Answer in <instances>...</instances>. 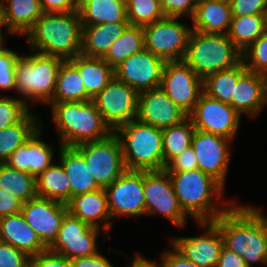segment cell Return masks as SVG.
Masks as SVG:
<instances>
[{
  "instance_id": "6da1fadb",
  "label": "cell",
  "mask_w": 267,
  "mask_h": 267,
  "mask_svg": "<svg viewBox=\"0 0 267 267\" xmlns=\"http://www.w3.org/2000/svg\"><path fill=\"white\" fill-rule=\"evenodd\" d=\"M224 246L241 256L247 267H267V216L260 207L239 205L237 201L213 221Z\"/></svg>"
},
{
  "instance_id": "7a4b0ae2",
  "label": "cell",
  "mask_w": 267,
  "mask_h": 267,
  "mask_svg": "<svg viewBox=\"0 0 267 267\" xmlns=\"http://www.w3.org/2000/svg\"><path fill=\"white\" fill-rule=\"evenodd\" d=\"M167 173L181 209L195 222L214 221L236 202L225 203V188L200 169Z\"/></svg>"
},
{
  "instance_id": "3957f363",
  "label": "cell",
  "mask_w": 267,
  "mask_h": 267,
  "mask_svg": "<svg viewBox=\"0 0 267 267\" xmlns=\"http://www.w3.org/2000/svg\"><path fill=\"white\" fill-rule=\"evenodd\" d=\"M25 37L29 50L71 60L81 53L80 14L78 11L44 13Z\"/></svg>"
},
{
  "instance_id": "277c9868",
  "label": "cell",
  "mask_w": 267,
  "mask_h": 267,
  "mask_svg": "<svg viewBox=\"0 0 267 267\" xmlns=\"http://www.w3.org/2000/svg\"><path fill=\"white\" fill-rule=\"evenodd\" d=\"M47 105L50 108L52 124L59 134V143L63 146H76L105 139L113 133L92 100Z\"/></svg>"
},
{
  "instance_id": "5b68a950",
  "label": "cell",
  "mask_w": 267,
  "mask_h": 267,
  "mask_svg": "<svg viewBox=\"0 0 267 267\" xmlns=\"http://www.w3.org/2000/svg\"><path fill=\"white\" fill-rule=\"evenodd\" d=\"M30 51L20 54L16 60L14 93L31 108L35 102L47 105L52 100L59 69L65 60Z\"/></svg>"
},
{
  "instance_id": "8992f818",
  "label": "cell",
  "mask_w": 267,
  "mask_h": 267,
  "mask_svg": "<svg viewBox=\"0 0 267 267\" xmlns=\"http://www.w3.org/2000/svg\"><path fill=\"white\" fill-rule=\"evenodd\" d=\"M122 146L127 170H164L163 132L151 124L134 119L114 132Z\"/></svg>"
},
{
  "instance_id": "52a82bcc",
  "label": "cell",
  "mask_w": 267,
  "mask_h": 267,
  "mask_svg": "<svg viewBox=\"0 0 267 267\" xmlns=\"http://www.w3.org/2000/svg\"><path fill=\"white\" fill-rule=\"evenodd\" d=\"M183 61L204 80L210 74L237 66L242 54L228 35L192 30Z\"/></svg>"
},
{
  "instance_id": "ba28073f",
  "label": "cell",
  "mask_w": 267,
  "mask_h": 267,
  "mask_svg": "<svg viewBox=\"0 0 267 267\" xmlns=\"http://www.w3.org/2000/svg\"><path fill=\"white\" fill-rule=\"evenodd\" d=\"M75 147L82 153L92 177L101 188L112 184L127 170L121 142L114 132L105 139L81 143Z\"/></svg>"
},
{
  "instance_id": "9c48e42d",
  "label": "cell",
  "mask_w": 267,
  "mask_h": 267,
  "mask_svg": "<svg viewBox=\"0 0 267 267\" xmlns=\"http://www.w3.org/2000/svg\"><path fill=\"white\" fill-rule=\"evenodd\" d=\"M180 17H165L143 27L145 48L165 61L185 58L192 26Z\"/></svg>"
},
{
  "instance_id": "30bf717a",
  "label": "cell",
  "mask_w": 267,
  "mask_h": 267,
  "mask_svg": "<svg viewBox=\"0 0 267 267\" xmlns=\"http://www.w3.org/2000/svg\"><path fill=\"white\" fill-rule=\"evenodd\" d=\"M242 117L230 104L211 98L204 92L188 114L196 130L222 136L232 142L239 133Z\"/></svg>"
},
{
  "instance_id": "8fae6325",
  "label": "cell",
  "mask_w": 267,
  "mask_h": 267,
  "mask_svg": "<svg viewBox=\"0 0 267 267\" xmlns=\"http://www.w3.org/2000/svg\"><path fill=\"white\" fill-rule=\"evenodd\" d=\"M144 197L146 216H163L177 229L186 226L189 217L181 209L165 170L144 171Z\"/></svg>"
},
{
  "instance_id": "7c38bea8",
  "label": "cell",
  "mask_w": 267,
  "mask_h": 267,
  "mask_svg": "<svg viewBox=\"0 0 267 267\" xmlns=\"http://www.w3.org/2000/svg\"><path fill=\"white\" fill-rule=\"evenodd\" d=\"M108 209L113 218L146 216L144 171L126 170L105 188Z\"/></svg>"
},
{
  "instance_id": "4fadbf2b",
  "label": "cell",
  "mask_w": 267,
  "mask_h": 267,
  "mask_svg": "<svg viewBox=\"0 0 267 267\" xmlns=\"http://www.w3.org/2000/svg\"><path fill=\"white\" fill-rule=\"evenodd\" d=\"M138 92L115 77L92 101L106 125L115 132L137 117Z\"/></svg>"
},
{
  "instance_id": "5bb4252c",
  "label": "cell",
  "mask_w": 267,
  "mask_h": 267,
  "mask_svg": "<svg viewBox=\"0 0 267 267\" xmlns=\"http://www.w3.org/2000/svg\"><path fill=\"white\" fill-rule=\"evenodd\" d=\"M98 234L105 236L107 233L67 213L55 241L48 249L69 260L88 257L97 254L100 250L97 241Z\"/></svg>"
},
{
  "instance_id": "9a60e30c",
  "label": "cell",
  "mask_w": 267,
  "mask_h": 267,
  "mask_svg": "<svg viewBox=\"0 0 267 267\" xmlns=\"http://www.w3.org/2000/svg\"><path fill=\"white\" fill-rule=\"evenodd\" d=\"M196 224L205 232L197 236H172L168 242L198 267H216L224 246L220 228L213 221Z\"/></svg>"
},
{
  "instance_id": "2e32d148",
  "label": "cell",
  "mask_w": 267,
  "mask_h": 267,
  "mask_svg": "<svg viewBox=\"0 0 267 267\" xmlns=\"http://www.w3.org/2000/svg\"><path fill=\"white\" fill-rule=\"evenodd\" d=\"M160 88L187 114L193 110L204 92L203 79L183 60L166 61Z\"/></svg>"
},
{
  "instance_id": "e0dca14e",
  "label": "cell",
  "mask_w": 267,
  "mask_h": 267,
  "mask_svg": "<svg viewBox=\"0 0 267 267\" xmlns=\"http://www.w3.org/2000/svg\"><path fill=\"white\" fill-rule=\"evenodd\" d=\"M231 143V140L222 136L198 130H195L191 143L197 157L198 169L212 176L224 188L232 158Z\"/></svg>"
},
{
  "instance_id": "ac0fdd59",
  "label": "cell",
  "mask_w": 267,
  "mask_h": 267,
  "mask_svg": "<svg viewBox=\"0 0 267 267\" xmlns=\"http://www.w3.org/2000/svg\"><path fill=\"white\" fill-rule=\"evenodd\" d=\"M166 61L146 48L114 68V77L138 93L160 87Z\"/></svg>"
},
{
  "instance_id": "d6986e66",
  "label": "cell",
  "mask_w": 267,
  "mask_h": 267,
  "mask_svg": "<svg viewBox=\"0 0 267 267\" xmlns=\"http://www.w3.org/2000/svg\"><path fill=\"white\" fill-rule=\"evenodd\" d=\"M21 213L41 241L49 247L55 241L68 210L62 202L37 196L23 203Z\"/></svg>"
},
{
  "instance_id": "ffe728a7",
  "label": "cell",
  "mask_w": 267,
  "mask_h": 267,
  "mask_svg": "<svg viewBox=\"0 0 267 267\" xmlns=\"http://www.w3.org/2000/svg\"><path fill=\"white\" fill-rule=\"evenodd\" d=\"M188 114L174 103L160 88L142 91L138 94L136 119L164 129L180 124Z\"/></svg>"
},
{
  "instance_id": "44dd1931",
  "label": "cell",
  "mask_w": 267,
  "mask_h": 267,
  "mask_svg": "<svg viewBox=\"0 0 267 267\" xmlns=\"http://www.w3.org/2000/svg\"><path fill=\"white\" fill-rule=\"evenodd\" d=\"M42 128L40 126L25 144L17 148L5 164L35 177L52 165L56 156L55 146L41 139Z\"/></svg>"
},
{
  "instance_id": "7402d4cb",
  "label": "cell",
  "mask_w": 267,
  "mask_h": 267,
  "mask_svg": "<svg viewBox=\"0 0 267 267\" xmlns=\"http://www.w3.org/2000/svg\"><path fill=\"white\" fill-rule=\"evenodd\" d=\"M267 105V76L245 70L238 78L232 107L242 116L256 118Z\"/></svg>"
},
{
  "instance_id": "603a6c76",
  "label": "cell",
  "mask_w": 267,
  "mask_h": 267,
  "mask_svg": "<svg viewBox=\"0 0 267 267\" xmlns=\"http://www.w3.org/2000/svg\"><path fill=\"white\" fill-rule=\"evenodd\" d=\"M66 206L69 214L90 226L102 229L110 237L109 231L113 227V222L105 188L71 197Z\"/></svg>"
},
{
  "instance_id": "cb8c5ba5",
  "label": "cell",
  "mask_w": 267,
  "mask_h": 267,
  "mask_svg": "<svg viewBox=\"0 0 267 267\" xmlns=\"http://www.w3.org/2000/svg\"><path fill=\"white\" fill-rule=\"evenodd\" d=\"M0 241L27 253L30 257L48 249L21 212L0 218Z\"/></svg>"
},
{
  "instance_id": "d4e9b609",
  "label": "cell",
  "mask_w": 267,
  "mask_h": 267,
  "mask_svg": "<svg viewBox=\"0 0 267 267\" xmlns=\"http://www.w3.org/2000/svg\"><path fill=\"white\" fill-rule=\"evenodd\" d=\"M57 150L59 152L56 160L62 164L69 178L70 198L101 188L92 177L82 153L75 146L59 144Z\"/></svg>"
},
{
  "instance_id": "484cf974",
  "label": "cell",
  "mask_w": 267,
  "mask_h": 267,
  "mask_svg": "<svg viewBox=\"0 0 267 267\" xmlns=\"http://www.w3.org/2000/svg\"><path fill=\"white\" fill-rule=\"evenodd\" d=\"M1 10L7 35L26 36L44 14L40 0H3Z\"/></svg>"
},
{
  "instance_id": "4316f807",
  "label": "cell",
  "mask_w": 267,
  "mask_h": 267,
  "mask_svg": "<svg viewBox=\"0 0 267 267\" xmlns=\"http://www.w3.org/2000/svg\"><path fill=\"white\" fill-rule=\"evenodd\" d=\"M192 20V30L206 34L228 35L232 11L231 5L215 0L197 1L196 11Z\"/></svg>"
},
{
  "instance_id": "83f0119b",
  "label": "cell",
  "mask_w": 267,
  "mask_h": 267,
  "mask_svg": "<svg viewBox=\"0 0 267 267\" xmlns=\"http://www.w3.org/2000/svg\"><path fill=\"white\" fill-rule=\"evenodd\" d=\"M129 23L82 26L81 55L103 58L110 46L121 36Z\"/></svg>"
},
{
  "instance_id": "f1b7e54d",
  "label": "cell",
  "mask_w": 267,
  "mask_h": 267,
  "mask_svg": "<svg viewBox=\"0 0 267 267\" xmlns=\"http://www.w3.org/2000/svg\"><path fill=\"white\" fill-rule=\"evenodd\" d=\"M82 26L128 23L126 5L119 0H79Z\"/></svg>"
},
{
  "instance_id": "f546056e",
  "label": "cell",
  "mask_w": 267,
  "mask_h": 267,
  "mask_svg": "<svg viewBox=\"0 0 267 267\" xmlns=\"http://www.w3.org/2000/svg\"><path fill=\"white\" fill-rule=\"evenodd\" d=\"M78 70L86 93L95 97L114 78V69L103 59L77 55L69 60Z\"/></svg>"
},
{
  "instance_id": "4dcf8cb0",
  "label": "cell",
  "mask_w": 267,
  "mask_h": 267,
  "mask_svg": "<svg viewBox=\"0 0 267 267\" xmlns=\"http://www.w3.org/2000/svg\"><path fill=\"white\" fill-rule=\"evenodd\" d=\"M92 98L86 93L79 70L69 61L62 63L53 98L49 103L85 102Z\"/></svg>"
},
{
  "instance_id": "1f68e13d",
  "label": "cell",
  "mask_w": 267,
  "mask_h": 267,
  "mask_svg": "<svg viewBox=\"0 0 267 267\" xmlns=\"http://www.w3.org/2000/svg\"><path fill=\"white\" fill-rule=\"evenodd\" d=\"M42 124L41 118L32 110L21 122L0 129V164H5L40 126L44 127Z\"/></svg>"
},
{
  "instance_id": "d6a6232c",
  "label": "cell",
  "mask_w": 267,
  "mask_h": 267,
  "mask_svg": "<svg viewBox=\"0 0 267 267\" xmlns=\"http://www.w3.org/2000/svg\"><path fill=\"white\" fill-rule=\"evenodd\" d=\"M36 177L37 195L66 204L70 200V182L59 161Z\"/></svg>"
},
{
  "instance_id": "836d02e7",
  "label": "cell",
  "mask_w": 267,
  "mask_h": 267,
  "mask_svg": "<svg viewBox=\"0 0 267 267\" xmlns=\"http://www.w3.org/2000/svg\"><path fill=\"white\" fill-rule=\"evenodd\" d=\"M246 70L242 61L232 68L208 75L203 80V91L209 97L232 106V96L239 76Z\"/></svg>"
},
{
  "instance_id": "e575fe53",
  "label": "cell",
  "mask_w": 267,
  "mask_h": 267,
  "mask_svg": "<svg viewBox=\"0 0 267 267\" xmlns=\"http://www.w3.org/2000/svg\"><path fill=\"white\" fill-rule=\"evenodd\" d=\"M145 48L143 27L129 25L110 46L103 59L114 69L128 57Z\"/></svg>"
},
{
  "instance_id": "d590c367",
  "label": "cell",
  "mask_w": 267,
  "mask_h": 267,
  "mask_svg": "<svg viewBox=\"0 0 267 267\" xmlns=\"http://www.w3.org/2000/svg\"><path fill=\"white\" fill-rule=\"evenodd\" d=\"M0 188L23 203L37 197L36 177L32 174L0 164Z\"/></svg>"
},
{
  "instance_id": "8d00e7d4",
  "label": "cell",
  "mask_w": 267,
  "mask_h": 267,
  "mask_svg": "<svg viewBox=\"0 0 267 267\" xmlns=\"http://www.w3.org/2000/svg\"><path fill=\"white\" fill-rule=\"evenodd\" d=\"M265 31L263 15L232 17L228 36L234 45L243 52Z\"/></svg>"
},
{
  "instance_id": "74e56055",
  "label": "cell",
  "mask_w": 267,
  "mask_h": 267,
  "mask_svg": "<svg viewBox=\"0 0 267 267\" xmlns=\"http://www.w3.org/2000/svg\"><path fill=\"white\" fill-rule=\"evenodd\" d=\"M195 130L196 129L189 118L185 119L180 124L162 129L165 165L172 158L178 156L191 146Z\"/></svg>"
},
{
  "instance_id": "f35d334b",
  "label": "cell",
  "mask_w": 267,
  "mask_h": 267,
  "mask_svg": "<svg viewBox=\"0 0 267 267\" xmlns=\"http://www.w3.org/2000/svg\"><path fill=\"white\" fill-rule=\"evenodd\" d=\"M126 16L131 26L144 27L165 18L158 0H130L126 5Z\"/></svg>"
},
{
  "instance_id": "ab89813d",
  "label": "cell",
  "mask_w": 267,
  "mask_h": 267,
  "mask_svg": "<svg viewBox=\"0 0 267 267\" xmlns=\"http://www.w3.org/2000/svg\"><path fill=\"white\" fill-rule=\"evenodd\" d=\"M241 54L242 63L247 70L267 76V31Z\"/></svg>"
},
{
  "instance_id": "60d3db41",
  "label": "cell",
  "mask_w": 267,
  "mask_h": 267,
  "mask_svg": "<svg viewBox=\"0 0 267 267\" xmlns=\"http://www.w3.org/2000/svg\"><path fill=\"white\" fill-rule=\"evenodd\" d=\"M31 108L14 96L0 95V129L21 122L30 112Z\"/></svg>"
},
{
  "instance_id": "b9f144b4",
  "label": "cell",
  "mask_w": 267,
  "mask_h": 267,
  "mask_svg": "<svg viewBox=\"0 0 267 267\" xmlns=\"http://www.w3.org/2000/svg\"><path fill=\"white\" fill-rule=\"evenodd\" d=\"M19 55L5 43L0 46V94L2 90L15 92V65Z\"/></svg>"
},
{
  "instance_id": "7bdbcfd3",
  "label": "cell",
  "mask_w": 267,
  "mask_h": 267,
  "mask_svg": "<svg viewBox=\"0 0 267 267\" xmlns=\"http://www.w3.org/2000/svg\"><path fill=\"white\" fill-rule=\"evenodd\" d=\"M30 259L27 253L0 241V267H30Z\"/></svg>"
},
{
  "instance_id": "ee69618b",
  "label": "cell",
  "mask_w": 267,
  "mask_h": 267,
  "mask_svg": "<svg viewBox=\"0 0 267 267\" xmlns=\"http://www.w3.org/2000/svg\"><path fill=\"white\" fill-rule=\"evenodd\" d=\"M198 0H162L161 7L165 17L193 18Z\"/></svg>"
},
{
  "instance_id": "f6af8a7d",
  "label": "cell",
  "mask_w": 267,
  "mask_h": 267,
  "mask_svg": "<svg viewBox=\"0 0 267 267\" xmlns=\"http://www.w3.org/2000/svg\"><path fill=\"white\" fill-rule=\"evenodd\" d=\"M196 169H198V161L191 146L172 158L164 168L166 172H186Z\"/></svg>"
},
{
  "instance_id": "bcb514c9",
  "label": "cell",
  "mask_w": 267,
  "mask_h": 267,
  "mask_svg": "<svg viewBox=\"0 0 267 267\" xmlns=\"http://www.w3.org/2000/svg\"><path fill=\"white\" fill-rule=\"evenodd\" d=\"M30 267H72L71 260L47 249L30 259Z\"/></svg>"
},
{
  "instance_id": "7dc6e473",
  "label": "cell",
  "mask_w": 267,
  "mask_h": 267,
  "mask_svg": "<svg viewBox=\"0 0 267 267\" xmlns=\"http://www.w3.org/2000/svg\"><path fill=\"white\" fill-rule=\"evenodd\" d=\"M267 0H234L232 17L263 15Z\"/></svg>"
},
{
  "instance_id": "c3c4849f",
  "label": "cell",
  "mask_w": 267,
  "mask_h": 267,
  "mask_svg": "<svg viewBox=\"0 0 267 267\" xmlns=\"http://www.w3.org/2000/svg\"><path fill=\"white\" fill-rule=\"evenodd\" d=\"M169 247L164 252L162 251L159 267H198L180 254L170 243Z\"/></svg>"
},
{
  "instance_id": "681fc988",
  "label": "cell",
  "mask_w": 267,
  "mask_h": 267,
  "mask_svg": "<svg viewBox=\"0 0 267 267\" xmlns=\"http://www.w3.org/2000/svg\"><path fill=\"white\" fill-rule=\"evenodd\" d=\"M44 13L78 11L79 0H40Z\"/></svg>"
},
{
  "instance_id": "f907efd6",
  "label": "cell",
  "mask_w": 267,
  "mask_h": 267,
  "mask_svg": "<svg viewBox=\"0 0 267 267\" xmlns=\"http://www.w3.org/2000/svg\"><path fill=\"white\" fill-rule=\"evenodd\" d=\"M23 202L0 188V218L20 213Z\"/></svg>"
},
{
  "instance_id": "816d5d0a",
  "label": "cell",
  "mask_w": 267,
  "mask_h": 267,
  "mask_svg": "<svg viewBox=\"0 0 267 267\" xmlns=\"http://www.w3.org/2000/svg\"><path fill=\"white\" fill-rule=\"evenodd\" d=\"M72 267H111L112 262L100 253L88 256V257H78L71 260Z\"/></svg>"
},
{
  "instance_id": "f5cc1de1",
  "label": "cell",
  "mask_w": 267,
  "mask_h": 267,
  "mask_svg": "<svg viewBox=\"0 0 267 267\" xmlns=\"http://www.w3.org/2000/svg\"><path fill=\"white\" fill-rule=\"evenodd\" d=\"M216 267H247L244 259L234 251L223 246Z\"/></svg>"
},
{
  "instance_id": "db71d44e",
  "label": "cell",
  "mask_w": 267,
  "mask_h": 267,
  "mask_svg": "<svg viewBox=\"0 0 267 267\" xmlns=\"http://www.w3.org/2000/svg\"><path fill=\"white\" fill-rule=\"evenodd\" d=\"M134 255V258L129 260L128 267H140L148 259L144 257V255L140 254V252H137ZM111 267H114V265L112 264Z\"/></svg>"
},
{
  "instance_id": "11a10c76",
  "label": "cell",
  "mask_w": 267,
  "mask_h": 267,
  "mask_svg": "<svg viewBox=\"0 0 267 267\" xmlns=\"http://www.w3.org/2000/svg\"><path fill=\"white\" fill-rule=\"evenodd\" d=\"M140 267H159V265L157 261L147 259Z\"/></svg>"
},
{
  "instance_id": "9f6ffc18",
  "label": "cell",
  "mask_w": 267,
  "mask_h": 267,
  "mask_svg": "<svg viewBox=\"0 0 267 267\" xmlns=\"http://www.w3.org/2000/svg\"><path fill=\"white\" fill-rule=\"evenodd\" d=\"M263 18H264L265 30L267 31V2L263 13Z\"/></svg>"
},
{
  "instance_id": "6f0895ef",
  "label": "cell",
  "mask_w": 267,
  "mask_h": 267,
  "mask_svg": "<svg viewBox=\"0 0 267 267\" xmlns=\"http://www.w3.org/2000/svg\"><path fill=\"white\" fill-rule=\"evenodd\" d=\"M3 31H5V30H0V46L3 44V43H6V41H5V35H7V34H4L5 32H3Z\"/></svg>"
},
{
  "instance_id": "680465c9",
  "label": "cell",
  "mask_w": 267,
  "mask_h": 267,
  "mask_svg": "<svg viewBox=\"0 0 267 267\" xmlns=\"http://www.w3.org/2000/svg\"><path fill=\"white\" fill-rule=\"evenodd\" d=\"M3 28L4 26H3V21H2V10H1V3H0V30H4Z\"/></svg>"
},
{
  "instance_id": "91938a15",
  "label": "cell",
  "mask_w": 267,
  "mask_h": 267,
  "mask_svg": "<svg viewBox=\"0 0 267 267\" xmlns=\"http://www.w3.org/2000/svg\"><path fill=\"white\" fill-rule=\"evenodd\" d=\"M215 1H219L221 3H225V4H228V5H231L234 2V0H215Z\"/></svg>"
},
{
  "instance_id": "94428289",
  "label": "cell",
  "mask_w": 267,
  "mask_h": 267,
  "mask_svg": "<svg viewBox=\"0 0 267 267\" xmlns=\"http://www.w3.org/2000/svg\"><path fill=\"white\" fill-rule=\"evenodd\" d=\"M121 2H123L125 5H127V3L130 1V0H119Z\"/></svg>"
}]
</instances>
